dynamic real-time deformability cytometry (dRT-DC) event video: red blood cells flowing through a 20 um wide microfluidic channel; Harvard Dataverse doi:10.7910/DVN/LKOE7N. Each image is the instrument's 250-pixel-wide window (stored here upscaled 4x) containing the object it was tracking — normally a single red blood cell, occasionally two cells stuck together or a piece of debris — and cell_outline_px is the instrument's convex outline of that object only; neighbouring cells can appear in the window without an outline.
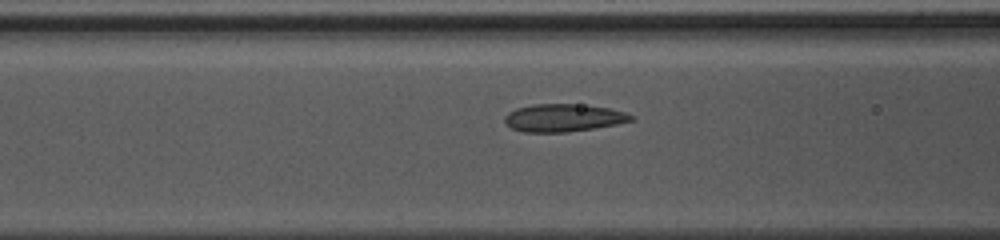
{"species": "common noctule bat (a hibernating species)", "species_latin": "Nyctalus noctula", "temperature_condition": "warm", "stored_images_in_passage": 44, "camera_frame_rate_fps": 3000, "um_per_image_px": 0.085, "animal": {"sex": "female", "body_mass_g": 10.0, "forearm_length_mm": 53.1}, "frame": {"image": 1, "passage_image": 19, "time_ms": 6.0, "image_size_px": [1000, 240], "cell_outline_px": [[636, 120], [616, 124], [592, 128], [564, 132], [524, 132], [512, 128], [504, 120], [504, 116], [508, 112], [516, 108], [532, 104], [580, 104], [608, 108], [624, 112], [636, 116]], "centroid_in_image_um": [47.9, 10.0], "position_along_channel_um": 118.7, "area_um2": 20.35}}
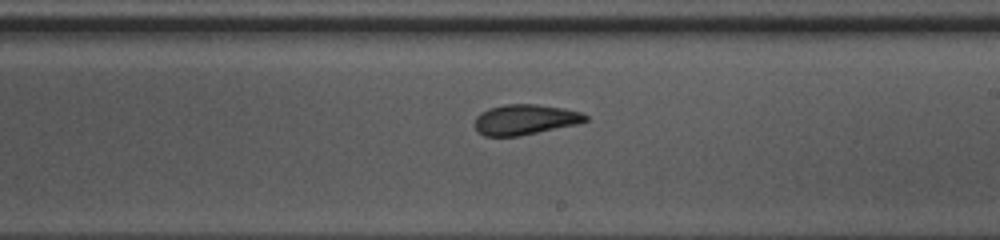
{"frame": {"image": 2, "passage_image": 28, "time_ms": 9.0, "image_size_px": [1000, 240], "cell_outline_px": [[588, 120], [580, 124], [520, 136], [484, 136], [476, 128], [476, 116], [480, 112], [488, 108], [504, 104], [536, 104], [564, 108], [580, 112], [588, 116]], "centroid_in_image_um": [44.66, 10.16], "position_along_channel_um": 244.3, "area_um2": 19.71}}
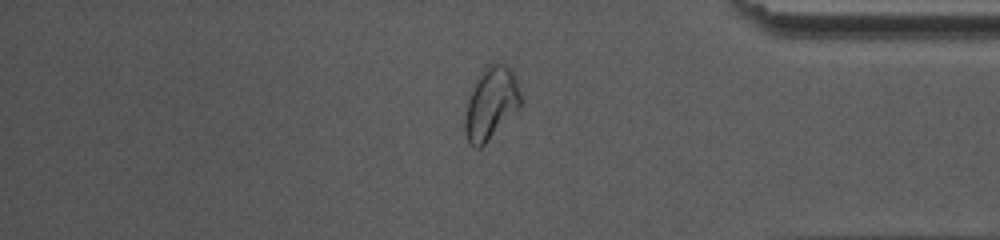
{"frame": {"image": 3, "passage_image": 40, "time_ms": 13.0, "image_size_px": [1000, 240], "cell_outline_px": [[520, 104], [484, 144], [480, 148], [472, 148], [468, 144], [464, 132], [464, 116], [468, 100], [472, 88], [480, 72], [492, 60], [504, 64], [512, 72], [520, 96]], "centroid_in_image_um": [41.65, 8.78], "position_along_channel_um": 393.6, "area_um2": 22.89}}